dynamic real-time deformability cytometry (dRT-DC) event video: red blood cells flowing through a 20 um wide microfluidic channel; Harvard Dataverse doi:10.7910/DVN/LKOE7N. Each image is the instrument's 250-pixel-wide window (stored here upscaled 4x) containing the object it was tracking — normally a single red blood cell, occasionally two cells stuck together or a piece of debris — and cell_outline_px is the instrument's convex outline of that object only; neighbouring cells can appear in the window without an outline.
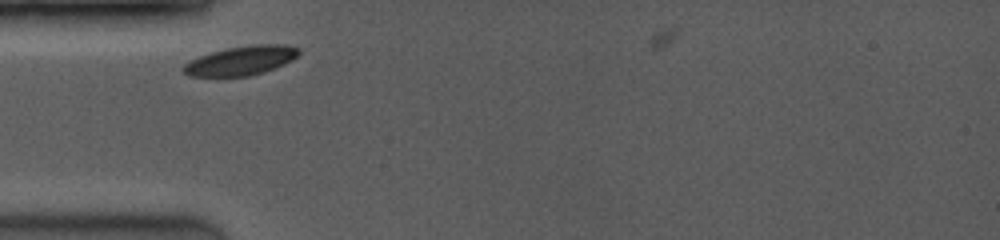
{"species": "common noctule bat (a hibernating species)", "species_latin": "Nyctalus noctula", "temperature_condition": "room temperature", "stored_images_in_passage": 9, "camera_frame_rate_fps": 3500, "um_per_image_px": 0.085, "animal": {"sex": "female", "body_mass_g": 19.0, "forearm_length_mm": 53.3}, "frame": {"image": 1, "passage_image": 1, "time_ms": 0.0, "image_size_px": [1000, 240], "cell_outline_px": [[300, 52], [292, 60], [284, 64], [264, 72], [248, 76], [188, 76], [180, 68], [184, 64], [200, 56], [212, 52], [228, 48], [252, 44], [284, 44], [300, 48]], "centroid_in_image_um": [20.5, 5.15], "position_along_channel_um": 64.5, "area_um2": 19.54}}
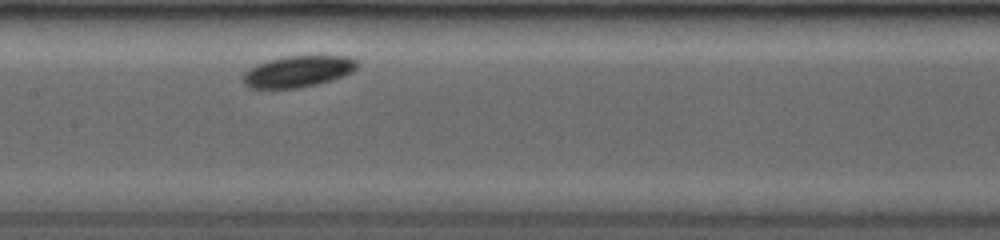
{"frame": {"image": 2, "passage_image": 8, "time_ms": 3.143, "image_size_px": [1000, 240], "cell_outline_px": [[360, 64], [352, 72], [332, 80], [316, 84], [296, 88], [248, 88], [244, 84], [244, 72], [248, 68], [256, 64], [268, 60], [284, 56], [348, 56], [356, 60]], "centroid_in_image_um": [25.32, 6.06], "position_along_channel_um": 182.1, "area_um2": 20.87}}